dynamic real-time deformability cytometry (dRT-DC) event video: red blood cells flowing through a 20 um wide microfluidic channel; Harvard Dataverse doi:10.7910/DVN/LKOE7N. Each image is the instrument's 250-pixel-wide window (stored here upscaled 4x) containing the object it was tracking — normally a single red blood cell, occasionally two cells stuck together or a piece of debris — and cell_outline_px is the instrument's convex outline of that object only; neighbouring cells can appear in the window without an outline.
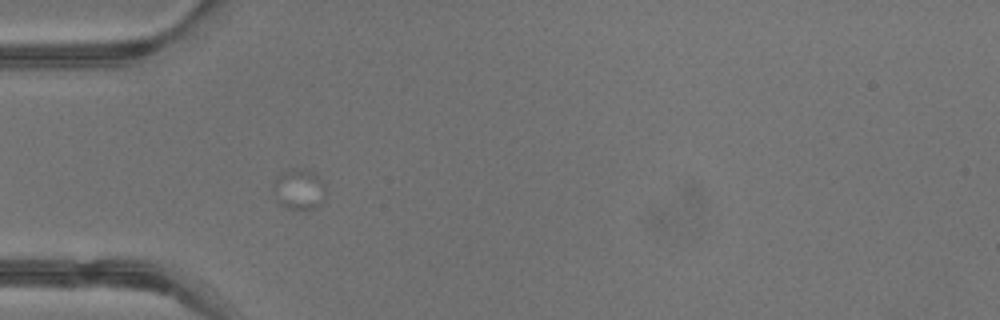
{"species": "common noctule bat (a hibernating species)", "species_latin": "Nyctalus noctula", "temperature_condition": "warm", "stored_images_in_passage": 3, "camera_frame_rate_fps": 3000, "um_per_image_px": 0.085, "animal": {"sex": "male", "body_mass_g": 13.3}, "frame": {"image": 1, "passage_image": 1, "time_ms": 0.0, "image_size_px": [1000, 320], "cell_outline_px": [[328, 192], [324, 200], [316, 208], [288, 208], [280, 204], [276, 196], [276, 176], [280, 172], [288, 168], [308, 168], [316, 172], [324, 184]], "centroid_in_image_um": [25.5, 16.03], "position_along_channel_um": 59.5, "area_um2": 12.54}}